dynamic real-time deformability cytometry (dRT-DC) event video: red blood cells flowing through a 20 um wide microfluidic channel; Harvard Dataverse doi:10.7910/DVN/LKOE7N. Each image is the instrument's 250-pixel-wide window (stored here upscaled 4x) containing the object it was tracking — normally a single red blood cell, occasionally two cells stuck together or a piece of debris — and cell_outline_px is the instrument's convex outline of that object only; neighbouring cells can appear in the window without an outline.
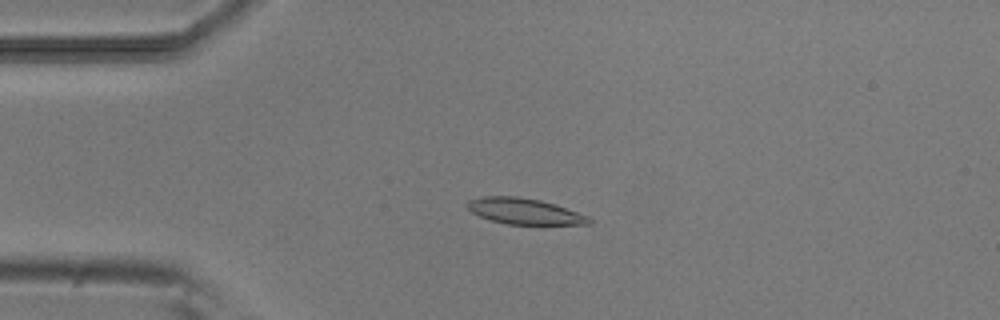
{"species": "common noctule bat (a hibernating species)", "species_latin": "Nyctalus noctula", "temperature_condition": "room temperature", "stored_images_in_passage": 50, "camera_frame_rate_fps": 3000, "um_per_image_px": 0.085, "animal": {"sex": "male", "body_mass_g": 20.5, "forearm_length_mm": 52.5}, "frame": {"image": 1, "passage_image": 12, "time_ms": 3.667, "image_size_px": [1000, 320], "cell_outline_px": [[592, 224], [508, 224], [492, 220], [480, 216], [472, 212], [464, 204], [468, 200], [480, 196], [516, 196], [540, 200], [588, 216], [592, 220]], "centroid_in_image_um": [44.52, 17.95], "position_along_channel_um": 40.5, "area_um2": 18.15}}
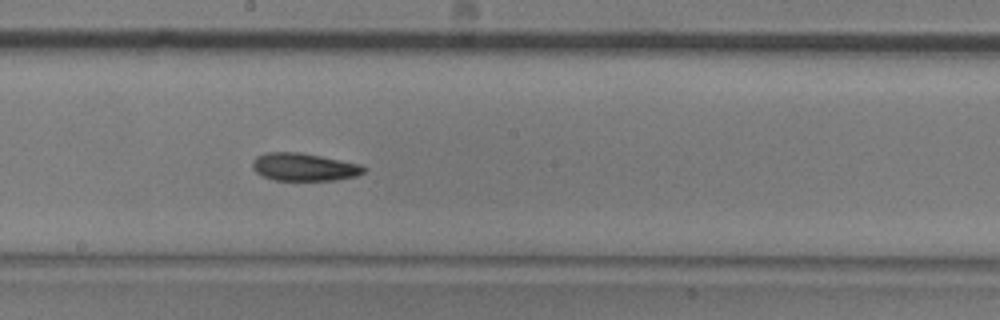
{"frame": {"image": 2, "passage_image": 28, "time_ms": 9.0, "image_size_px": [1000, 320], "cell_outline_px": [[368, 168], [364, 172], [356, 176], [336, 180], [272, 180], [256, 172], [252, 168], [252, 160], [256, 156], [264, 152], [300, 152], [360, 164]], "centroid_in_image_um": [25.82, 14.19], "position_along_channel_um": 222.4, "area_um2": 18.09}}
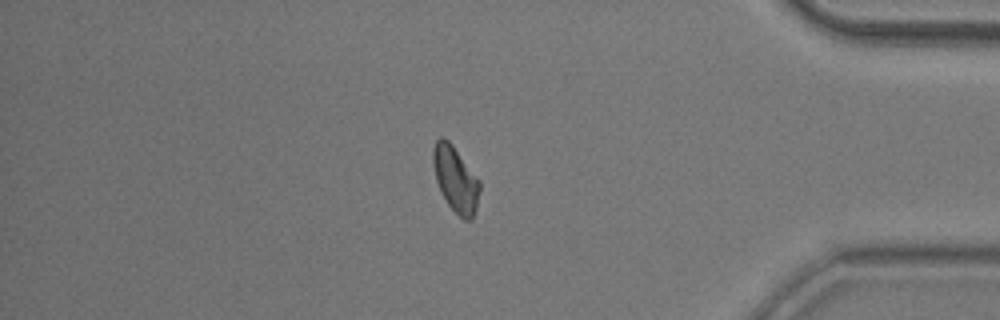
{"frame": {"image": 3, "passage_image": 44, "time_ms": 14.333, "image_size_px": [1000, 320], "cell_outline_px": [[480, 188], [476, 208], [472, 220], [464, 220], [448, 204], [436, 180], [432, 164], [432, 148], [436, 140], [440, 136], [444, 136], [452, 144], [480, 180]], "centroid_in_image_um": [38.71, 15.18], "position_along_channel_um": 396.5, "area_um2": 17.8}}